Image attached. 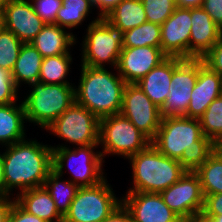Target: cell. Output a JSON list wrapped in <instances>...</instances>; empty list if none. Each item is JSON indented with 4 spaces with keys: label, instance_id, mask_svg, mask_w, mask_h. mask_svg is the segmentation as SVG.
Instances as JSON below:
<instances>
[{
    "label": "cell",
    "instance_id": "cell-1",
    "mask_svg": "<svg viewBox=\"0 0 222 222\" xmlns=\"http://www.w3.org/2000/svg\"><path fill=\"white\" fill-rule=\"evenodd\" d=\"M151 144L163 155L178 160L190 172H195L216 149V145L203 135L200 120L186 116L162 118Z\"/></svg>",
    "mask_w": 222,
    "mask_h": 222
},
{
    "label": "cell",
    "instance_id": "cell-2",
    "mask_svg": "<svg viewBox=\"0 0 222 222\" xmlns=\"http://www.w3.org/2000/svg\"><path fill=\"white\" fill-rule=\"evenodd\" d=\"M49 146V147H48ZM2 153L4 167V196L13 188L20 192L42 187L53 169L52 148L35 140H22L5 146Z\"/></svg>",
    "mask_w": 222,
    "mask_h": 222
},
{
    "label": "cell",
    "instance_id": "cell-3",
    "mask_svg": "<svg viewBox=\"0 0 222 222\" xmlns=\"http://www.w3.org/2000/svg\"><path fill=\"white\" fill-rule=\"evenodd\" d=\"M81 67L80 82L78 88H74L75 102L99 120L120 113L126 85L122 77L106 68Z\"/></svg>",
    "mask_w": 222,
    "mask_h": 222
},
{
    "label": "cell",
    "instance_id": "cell-4",
    "mask_svg": "<svg viewBox=\"0 0 222 222\" xmlns=\"http://www.w3.org/2000/svg\"><path fill=\"white\" fill-rule=\"evenodd\" d=\"M128 160L134 185L127 192L161 193L186 172L178 160L163 155L151 143Z\"/></svg>",
    "mask_w": 222,
    "mask_h": 222
},
{
    "label": "cell",
    "instance_id": "cell-5",
    "mask_svg": "<svg viewBox=\"0 0 222 222\" xmlns=\"http://www.w3.org/2000/svg\"><path fill=\"white\" fill-rule=\"evenodd\" d=\"M32 91L23 100L26 121L46 129L75 101L74 85L33 82ZM33 86V87H32Z\"/></svg>",
    "mask_w": 222,
    "mask_h": 222
},
{
    "label": "cell",
    "instance_id": "cell-6",
    "mask_svg": "<svg viewBox=\"0 0 222 222\" xmlns=\"http://www.w3.org/2000/svg\"><path fill=\"white\" fill-rule=\"evenodd\" d=\"M86 30V37L82 41L81 65L104 68L105 64L110 63L116 69L123 48L124 32L99 16Z\"/></svg>",
    "mask_w": 222,
    "mask_h": 222
},
{
    "label": "cell",
    "instance_id": "cell-7",
    "mask_svg": "<svg viewBox=\"0 0 222 222\" xmlns=\"http://www.w3.org/2000/svg\"><path fill=\"white\" fill-rule=\"evenodd\" d=\"M99 145L80 146L70 149L66 145L51 146L52 163L55 170L61 177L64 167L68 164L73 178L72 183L80 187H90L99 184L106 177L102 171L104 163L100 152H94ZM77 162V163H76ZM67 163V164H66Z\"/></svg>",
    "mask_w": 222,
    "mask_h": 222
},
{
    "label": "cell",
    "instance_id": "cell-8",
    "mask_svg": "<svg viewBox=\"0 0 222 222\" xmlns=\"http://www.w3.org/2000/svg\"><path fill=\"white\" fill-rule=\"evenodd\" d=\"M151 141L121 113L99 120V143L105 154L121 155L125 158L144 150Z\"/></svg>",
    "mask_w": 222,
    "mask_h": 222
},
{
    "label": "cell",
    "instance_id": "cell-9",
    "mask_svg": "<svg viewBox=\"0 0 222 222\" xmlns=\"http://www.w3.org/2000/svg\"><path fill=\"white\" fill-rule=\"evenodd\" d=\"M107 182L80 187L63 222H103L122 203Z\"/></svg>",
    "mask_w": 222,
    "mask_h": 222
},
{
    "label": "cell",
    "instance_id": "cell-10",
    "mask_svg": "<svg viewBox=\"0 0 222 222\" xmlns=\"http://www.w3.org/2000/svg\"><path fill=\"white\" fill-rule=\"evenodd\" d=\"M47 130L78 147L99 145V119L75 101Z\"/></svg>",
    "mask_w": 222,
    "mask_h": 222
},
{
    "label": "cell",
    "instance_id": "cell-11",
    "mask_svg": "<svg viewBox=\"0 0 222 222\" xmlns=\"http://www.w3.org/2000/svg\"><path fill=\"white\" fill-rule=\"evenodd\" d=\"M160 195L164 203L184 222H192L202 213L205 197L199 176L195 172L186 171Z\"/></svg>",
    "mask_w": 222,
    "mask_h": 222
},
{
    "label": "cell",
    "instance_id": "cell-12",
    "mask_svg": "<svg viewBox=\"0 0 222 222\" xmlns=\"http://www.w3.org/2000/svg\"><path fill=\"white\" fill-rule=\"evenodd\" d=\"M152 141L161 124V111L138 84H126L120 112Z\"/></svg>",
    "mask_w": 222,
    "mask_h": 222
},
{
    "label": "cell",
    "instance_id": "cell-13",
    "mask_svg": "<svg viewBox=\"0 0 222 222\" xmlns=\"http://www.w3.org/2000/svg\"><path fill=\"white\" fill-rule=\"evenodd\" d=\"M204 64L203 59H184L173 70L169 94L160 108L162 118L185 116L198 78V70Z\"/></svg>",
    "mask_w": 222,
    "mask_h": 222
},
{
    "label": "cell",
    "instance_id": "cell-14",
    "mask_svg": "<svg viewBox=\"0 0 222 222\" xmlns=\"http://www.w3.org/2000/svg\"><path fill=\"white\" fill-rule=\"evenodd\" d=\"M167 57L161 47H123L115 70L126 84H136Z\"/></svg>",
    "mask_w": 222,
    "mask_h": 222
},
{
    "label": "cell",
    "instance_id": "cell-15",
    "mask_svg": "<svg viewBox=\"0 0 222 222\" xmlns=\"http://www.w3.org/2000/svg\"><path fill=\"white\" fill-rule=\"evenodd\" d=\"M29 1L8 0L2 12L3 28L23 43H30L46 24Z\"/></svg>",
    "mask_w": 222,
    "mask_h": 222
},
{
    "label": "cell",
    "instance_id": "cell-16",
    "mask_svg": "<svg viewBox=\"0 0 222 222\" xmlns=\"http://www.w3.org/2000/svg\"><path fill=\"white\" fill-rule=\"evenodd\" d=\"M122 204L134 222H184L164 203L160 193L126 192Z\"/></svg>",
    "mask_w": 222,
    "mask_h": 222
},
{
    "label": "cell",
    "instance_id": "cell-17",
    "mask_svg": "<svg viewBox=\"0 0 222 222\" xmlns=\"http://www.w3.org/2000/svg\"><path fill=\"white\" fill-rule=\"evenodd\" d=\"M191 9L176 7L173 14L161 25L162 51L168 57L189 59Z\"/></svg>",
    "mask_w": 222,
    "mask_h": 222
},
{
    "label": "cell",
    "instance_id": "cell-18",
    "mask_svg": "<svg viewBox=\"0 0 222 222\" xmlns=\"http://www.w3.org/2000/svg\"><path fill=\"white\" fill-rule=\"evenodd\" d=\"M222 37V29L202 8L191 9L189 59H202Z\"/></svg>",
    "mask_w": 222,
    "mask_h": 222
},
{
    "label": "cell",
    "instance_id": "cell-19",
    "mask_svg": "<svg viewBox=\"0 0 222 222\" xmlns=\"http://www.w3.org/2000/svg\"><path fill=\"white\" fill-rule=\"evenodd\" d=\"M222 95V76L206 64L198 70V78L191 92L186 117L199 119L213 100Z\"/></svg>",
    "mask_w": 222,
    "mask_h": 222
},
{
    "label": "cell",
    "instance_id": "cell-20",
    "mask_svg": "<svg viewBox=\"0 0 222 222\" xmlns=\"http://www.w3.org/2000/svg\"><path fill=\"white\" fill-rule=\"evenodd\" d=\"M183 60L179 57H167L136 83L159 108L163 106L169 94L173 70Z\"/></svg>",
    "mask_w": 222,
    "mask_h": 222
},
{
    "label": "cell",
    "instance_id": "cell-21",
    "mask_svg": "<svg viewBox=\"0 0 222 222\" xmlns=\"http://www.w3.org/2000/svg\"><path fill=\"white\" fill-rule=\"evenodd\" d=\"M77 38L57 24H45L37 36L30 42L43 58L70 54V46ZM69 50V51H68Z\"/></svg>",
    "mask_w": 222,
    "mask_h": 222
},
{
    "label": "cell",
    "instance_id": "cell-22",
    "mask_svg": "<svg viewBox=\"0 0 222 222\" xmlns=\"http://www.w3.org/2000/svg\"><path fill=\"white\" fill-rule=\"evenodd\" d=\"M16 202L29 214L47 222H63L54 200L44 186L18 192Z\"/></svg>",
    "mask_w": 222,
    "mask_h": 222
},
{
    "label": "cell",
    "instance_id": "cell-23",
    "mask_svg": "<svg viewBox=\"0 0 222 222\" xmlns=\"http://www.w3.org/2000/svg\"><path fill=\"white\" fill-rule=\"evenodd\" d=\"M26 121L24 105L15 103L0 105V143L1 145H12L25 139Z\"/></svg>",
    "mask_w": 222,
    "mask_h": 222
},
{
    "label": "cell",
    "instance_id": "cell-24",
    "mask_svg": "<svg viewBox=\"0 0 222 222\" xmlns=\"http://www.w3.org/2000/svg\"><path fill=\"white\" fill-rule=\"evenodd\" d=\"M43 57L31 43H23L12 73L15 85L23 82L30 85L39 81Z\"/></svg>",
    "mask_w": 222,
    "mask_h": 222
},
{
    "label": "cell",
    "instance_id": "cell-25",
    "mask_svg": "<svg viewBox=\"0 0 222 222\" xmlns=\"http://www.w3.org/2000/svg\"><path fill=\"white\" fill-rule=\"evenodd\" d=\"M105 19L123 32L147 21L141 0H123L106 15Z\"/></svg>",
    "mask_w": 222,
    "mask_h": 222
},
{
    "label": "cell",
    "instance_id": "cell-26",
    "mask_svg": "<svg viewBox=\"0 0 222 222\" xmlns=\"http://www.w3.org/2000/svg\"><path fill=\"white\" fill-rule=\"evenodd\" d=\"M199 176L203 195L222 193V153L215 149L195 171Z\"/></svg>",
    "mask_w": 222,
    "mask_h": 222
},
{
    "label": "cell",
    "instance_id": "cell-27",
    "mask_svg": "<svg viewBox=\"0 0 222 222\" xmlns=\"http://www.w3.org/2000/svg\"><path fill=\"white\" fill-rule=\"evenodd\" d=\"M60 177L61 176L52 169L49 172L43 186L54 200L59 213L64 217L69 211L70 204L76 196L79 187L70 180L61 181Z\"/></svg>",
    "mask_w": 222,
    "mask_h": 222
},
{
    "label": "cell",
    "instance_id": "cell-28",
    "mask_svg": "<svg viewBox=\"0 0 222 222\" xmlns=\"http://www.w3.org/2000/svg\"><path fill=\"white\" fill-rule=\"evenodd\" d=\"M92 0H62L56 24L64 29H74L86 19L93 8Z\"/></svg>",
    "mask_w": 222,
    "mask_h": 222
},
{
    "label": "cell",
    "instance_id": "cell-29",
    "mask_svg": "<svg viewBox=\"0 0 222 222\" xmlns=\"http://www.w3.org/2000/svg\"><path fill=\"white\" fill-rule=\"evenodd\" d=\"M72 63L71 54L45 57L41 63L39 82L45 84H70L66 79L69 66Z\"/></svg>",
    "mask_w": 222,
    "mask_h": 222
},
{
    "label": "cell",
    "instance_id": "cell-30",
    "mask_svg": "<svg viewBox=\"0 0 222 222\" xmlns=\"http://www.w3.org/2000/svg\"><path fill=\"white\" fill-rule=\"evenodd\" d=\"M161 25L148 22L127 30L123 36V47H160Z\"/></svg>",
    "mask_w": 222,
    "mask_h": 222
},
{
    "label": "cell",
    "instance_id": "cell-31",
    "mask_svg": "<svg viewBox=\"0 0 222 222\" xmlns=\"http://www.w3.org/2000/svg\"><path fill=\"white\" fill-rule=\"evenodd\" d=\"M199 120L203 135L216 145L222 139V95L212 101Z\"/></svg>",
    "mask_w": 222,
    "mask_h": 222
},
{
    "label": "cell",
    "instance_id": "cell-32",
    "mask_svg": "<svg viewBox=\"0 0 222 222\" xmlns=\"http://www.w3.org/2000/svg\"><path fill=\"white\" fill-rule=\"evenodd\" d=\"M21 42L11 31L0 29V68L12 71L18 59Z\"/></svg>",
    "mask_w": 222,
    "mask_h": 222
},
{
    "label": "cell",
    "instance_id": "cell-33",
    "mask_svg": "<svg viewBox=\"0 0 222 222\" xmlns=\"http://www.w3.org/2000/svg\"><path fill=\"white\" fill-rule=\"evenodd\" d=\"M148 22L162 25L176 9L171 0H141Z\"/></svg>",
    "mask_w": 222,
    "mask_h": 222
},
{
    "label": "cell",
    "instance_id": "cell-34",
    "mask_svg": "<svg viewBox=\"0 0 222 222\" xmlns=\"http://www.w3.org/2000/svg\"><path fill=\"white\" fill-rule=\"evenodd\" d=\"M35 13L46 23L56 24L58 10L62 6V0H30Z\"/></svg>",
    "mask_w": 222,
    "mask_h": 222
},
{
    "label": "cell",
    "instance_id": "cell-35",
    "mask_svg": "<svg viewBox=\"0 0 222 222\" xmlns=\"http://www.w3.org/2000/svg\"><path fill=\"white\" fill-rule=\"evenodd\" d=\"M18 87L12 78V73L0 68V105L17 102Z\"/></svg>",
    "mask_w": 222,
    "mask_h": 222
},
{
    "label": "cell",
    "instance_id": "cell-36",
    "mask_svg": "<svg viewBox=\"0 0 222 222\" xmlns=\"http://www.w3.org/2000/svg\"><path fill=\"white\" fill-rule=\"evenodd\" d=\"M202 59L212 71L222 76V37Z\"/></svg>",
    "mask_w": 222,
    "mask_h": 222
},
{
    "label": "cell",
    "instance_id": "cell-37",
    "mask_svg": "<svg viewBox=\"0 0 222 222\" xmlns=\"http://www.w3.org/2000/svg\"><path fill=\"white\" fill-rule=\"evenodd\" d=\"M202 215H222V193L205 195Z\"/></svg>",
    "mask_w": 222,
    "mask_h": 222
},
{
    "label": "cell",
    "instance_id": "cell-38",
    "mask_svg": "<svg viewBox=\"0 0 222 222\" xmlns=\"http://www.w3.org/2000/svg\"><path fill=\"white\" fill-rule=\"evenodd\" d=\"M8 222H47L35 215L29 214L16 201L12 206Z\"/></svg>",
    "mask_w": 222,
    "mask_h": 222
},
{
    "label": "cell",
    "instance_id": "cell-39",
    "mask_svg": "<svg viewBox=\"0 0 222 222\" xmlns=\"http://www.w3.org/2000/svg\"><path fill=\"white\" fill-rule=\"evenodd\" d=\"M222 29V0H204L201 6Z\"/></svg>",
    "mask_w": 222,
    "mask_h": 222
},
{
    "label": "cell",
    "instance_id": "cell-40",
    "mask_svg": "<svg viewBox=\"0 0 222 222\" xmlns=\"http://www.w3.org/2000/svg\"><path fill=\"white\" fill-rule=\"evenodd\" d=\"M103 222H134L130 212L121 203Z\"/></svg>",
    "mask_w": 222,
    "mask_h": 222
},
{
    "label": "cell",
    "instance_id": "cell-41",
    "mask_svg": "<svg viewBox=\"0 0 222 222\" xmlns=\"http://www.w3.org/2000/svg\"><path fill=\"white\" fill-rule=\"evenodd\" d=\"M123 0H92L93 6L99 8V17L105 18L106 15L112 11L117 5H119Z\"/></svg>",
    "mask_w": 222,
    "mask_h": 222
},
{
    "label": "cell",
    "instance_id": "cell-42",
    "mask_svg": "<svg viewBox=\"0 0 222 222\" xmlns=\"http://www.w3.org/2000/svg\"><path fill=\"white\" fill-rule=\"evenodd\" d=\"M9 197L10 196H0V222H8L12 206L16 201L15 197H13L14 199Z\"/></svg>",
    "mask_w": 222,
    "mask_h": 222
},
{
    "label": "cell",
    "instance_id": "cell-43",
    "mask_svg": "<svg viewBox=\"0 0 222 222\" xmlns=\"http://www.w3.org/2000/svg\"><path fill=\"white\" fill-rule=\"evenodd\" d=\"M204 0H178V3L176 4L177 7L180 8H196L201 7Z\"/></svg>",
    "mask_w": 222,
    "mask_h": 222
},
{
    "label": "cell",
    "instance_id": "cell-44",
    "mask_svg": "<svg viewBox=\"0 0 222 222\" xmlns=\"http://www.w3.org/2000/svg\"><path fill=\"white\" fill-rule=\"evenodd\" d=\"M192 222H222V215H198Z\"/></svg>",
    "mask_w": 222,
    "mask_h": 222
},
{
    "label": "cell",
    "instance_id": "cell-45",
    "mask_svg": "<svg viewBox=\"0 0 222 222\" xmlns=\"http://www.w3.org/2000/svg\"><path fill=\"white\" fill-rule=\"evenodd\" d=\"M0 196H4V167H3L1 153H0Z\"/></svg>",
    "mask_w": 222,
    "mask_h": 222
},
{
    "label": "cell",
    "instance_id": "cell-46",
    "mask_svg": "<svg viewBox=\"0 0 222 222\" xmlns=\"http://www.w3.org/2000/svg\"><path fill=\"white\" fill-rule=\"evenodd\" d=\"M7 1H8V0H0V13L3 12V9H4Z\"/></svg>",
    "mask_w": 222,
    "mask_h": 222
},
{
    "label": "cell",
    "instance_id": "cell-47",
    "mask_svg": "<svg viewBox=\"0 0 222 222\" xmlns=\"http://www.w3.org/2000/svg\"><path fill=\"white\" fill-rule=\"evenodd\" d=\"M216 149L222 153V139L216 144Z\"/></svg>",
    "mask_w": 222,
    "mask_h": 222
},
{
    "label": "cell",
    "instance_id": "cell-48",
    "mask_svg": "<svg viewBox=\"0 0 222 222\" xmlns=\"http://www.w3.org/2000/svg\"><path fill=\"white\" fill-rule=\"evenodd\" d=\"M3 27V22H2V13H0V29Z\"/></svg>",
    "mask_w": 222,
    "mask_h": 222
},
{
    "label": "cell",
    "instance_id": "cell-49",
    "mask_svg": "<svg viewBox=\"0 0 222 222\" xmlns=\"http://www.w3.org/2000/svg\"><path fill=\"white\" fill-rule=\"evenodd\" d=\"M172 2H174L175 4H177L178 3V0H171Z\"/></svg>",
    "mask_w": 222,
    "mask_h": 222
}]
</instances>
